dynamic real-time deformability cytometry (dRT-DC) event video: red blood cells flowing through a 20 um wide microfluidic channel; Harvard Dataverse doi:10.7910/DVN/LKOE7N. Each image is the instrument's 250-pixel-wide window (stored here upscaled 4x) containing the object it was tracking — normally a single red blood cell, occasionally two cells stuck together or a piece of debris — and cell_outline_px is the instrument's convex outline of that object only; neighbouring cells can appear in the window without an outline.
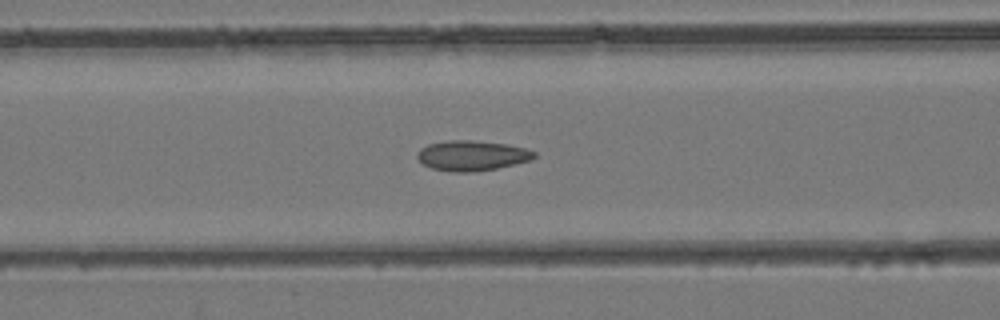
{"species": "common noctule bat (a hibernating species)", "species_latin": "Nyctalus noctula", "temperature_condition": "room temperature", "stored_images_in_passage": 48, "camera_frame_rate_fps": 3000, "um_per_image_px": 0.085, "animal": {"sex": "female", "body_mass_g": 24.6, "forearm_length_mm": 56.2}, "frame": {"image": 1, "passage_image": 20, "time_ms": 6.333, "image_size_px": [1000, 320], "cell_outline_px": [[536, 156], [532, 160], [496, 168], [472, 172], [452, 172], [432, 168], [424, 164], [416, 156], [416, 152], [420, 148], [428, 144], [448, 140], [472, 140], [508, 144], [524, 148], [536, 152]], "centroid_in_image_um": [40.11, 13.22], "position_along_channel_um": 126.5, "area_um2": 20.58}}
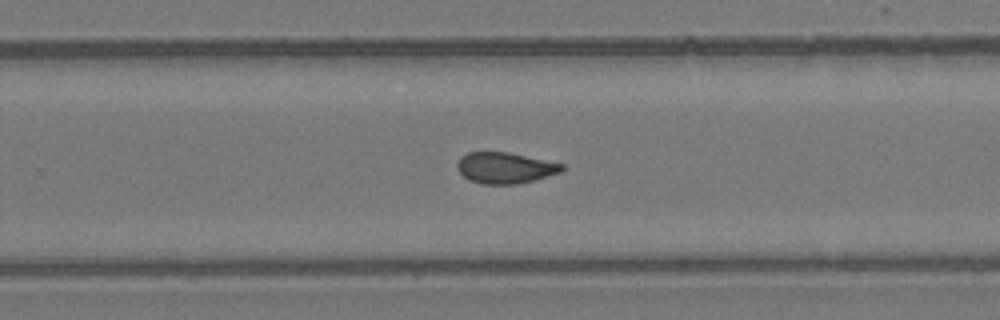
{"frame": {"image": 2, "passage_image": 31, "time_ms": 10.0, "image_size_px": [1000, 320], "cell_outline_px": [[564, 168], [560, 172], [532, 180], [516, 184], [480, 184], [468, 180], [456, 168], [456, 164], [460, 156], [468, 152], [508, 152], [564, 164]], "centroid_in_image_um": [42.87, 14.26], "position_along_channel_um": 286.9, "area_um2": 18.9}}
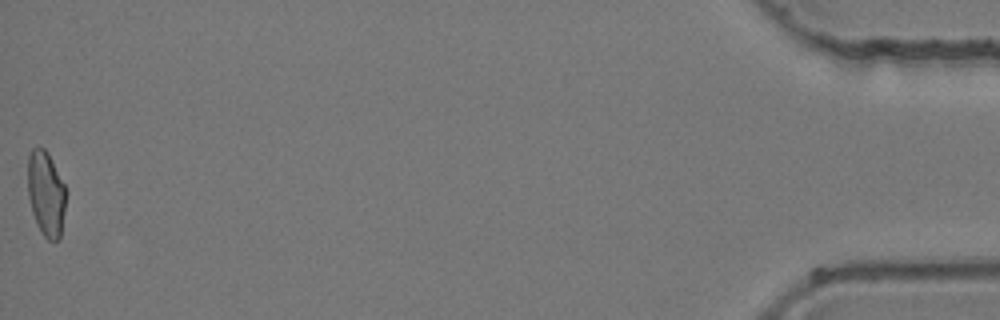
{"frame": {"image": 3, "passage_image": 48, "time_ms": 15.667, "image_size_px": [1000, 320], "cell_outline_px": [[68, 192], [60, 236], [56, 240], [48, 240], [44, 236], [36, 224], [32, 212], [28, 196], [28, 156], [32, 148], [44, 148], [48, 152]], "centroid_in_image_um": [3.92, 16.45], "position_along_channel_um": 431.3, "area_um2": 19.07}}